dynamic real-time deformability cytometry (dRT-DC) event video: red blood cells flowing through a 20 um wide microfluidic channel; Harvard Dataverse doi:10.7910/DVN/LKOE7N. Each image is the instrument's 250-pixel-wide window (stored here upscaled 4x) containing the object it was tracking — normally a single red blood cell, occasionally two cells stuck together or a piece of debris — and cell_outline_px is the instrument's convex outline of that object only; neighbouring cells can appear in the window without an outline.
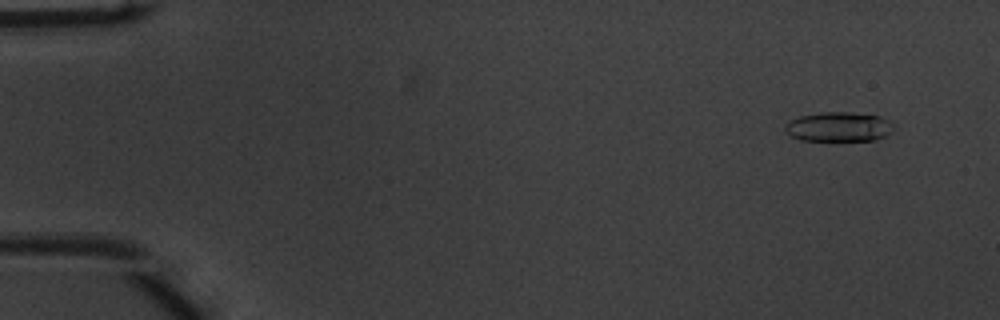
{"species": "common noctule bat (a hibernating species)", "species_latin": "Nyctalus noctula", "temperature_condition": "warm", "stored_images_in_passage": 52, "camera_frame_rate_fps": 3000, "um_per_image_px": 0.085, "animal": {"sex": "male", "body_mass_g": 20.1, "forearm_length_mm": 53.5}, "frame": {"image": 1, "passage_image": 4, "time_ms": 1.0, "image_size_px": [1000, 320], "cell_outline_px": [[892, 132], [884, 136], [872, 140], [800, 140], [784, 132], [784, 124], [788, 120], [800, 116], [820, 112], [848, 112], [880, 116], [888, 120], [892, 124]], "centroid_in_image_um": [71.23, 10.77], "position_along_channel_um": 13.8, "area_um2": 18.67}}
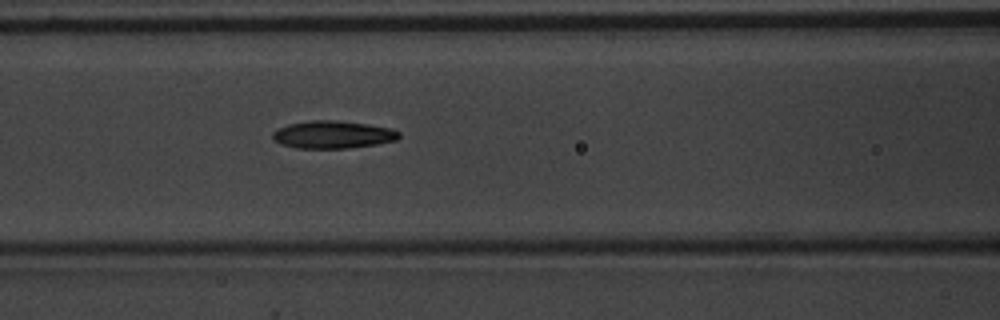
{"frame": {"image": 2, "passage_image": 23, "time_ms": 7.333, "image_size_px": [1000, 320], "cell_outline_px": [[400, 136], [396, 140], [376, 144], [348, 148], [296, 148], [284, 144], [276, 140], [272, 136], [272, 132], [288, 124], [312, 120], [336, 120], [368, 124], [392, 128], [400, 132]], "centroid_in_image_um": [28.33, 11.43], "position_along_channel_um": 138.3, "area_um2": 20.17}}
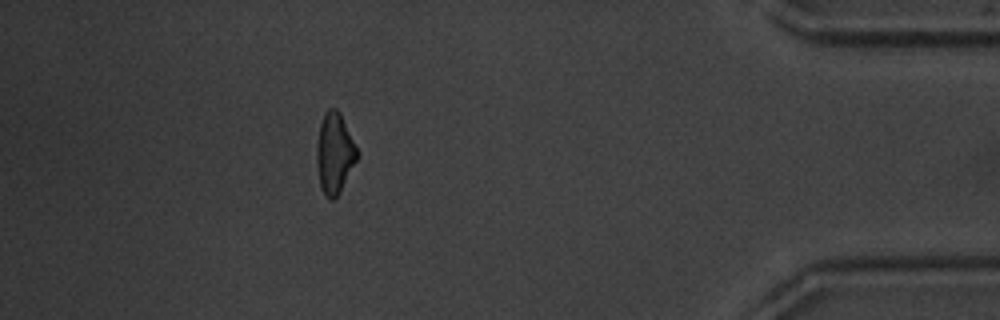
{"frame": {"image": 3, "passage_image": 47, "time_ms": 15.333, "image_size_px": [1000, 320], "cell_outline_px": [[360, 156], [340, 192], [332, 200], [324, 192], [320, 184], [316, 164], [316, 144], [320, 124], [324, 112], [328, 108], [336, 108], [340, 112]], "centroid_in_image_um": [28.44, 13.0], "position_along_channel_um": 406.8, "area_um2": 19.02}, "authors_computed_cell_mechanics": {"area_um2": 19.3919, "velocity_mm_per_s": 3.921, "shape_relaxation_time_tau1_ms": 4.1136, "shape_relaxation_time_tau2_ms": 4.4866, "deformation_change_tau1": 0.1535, "deformation_change_tau2": 0.1384}}